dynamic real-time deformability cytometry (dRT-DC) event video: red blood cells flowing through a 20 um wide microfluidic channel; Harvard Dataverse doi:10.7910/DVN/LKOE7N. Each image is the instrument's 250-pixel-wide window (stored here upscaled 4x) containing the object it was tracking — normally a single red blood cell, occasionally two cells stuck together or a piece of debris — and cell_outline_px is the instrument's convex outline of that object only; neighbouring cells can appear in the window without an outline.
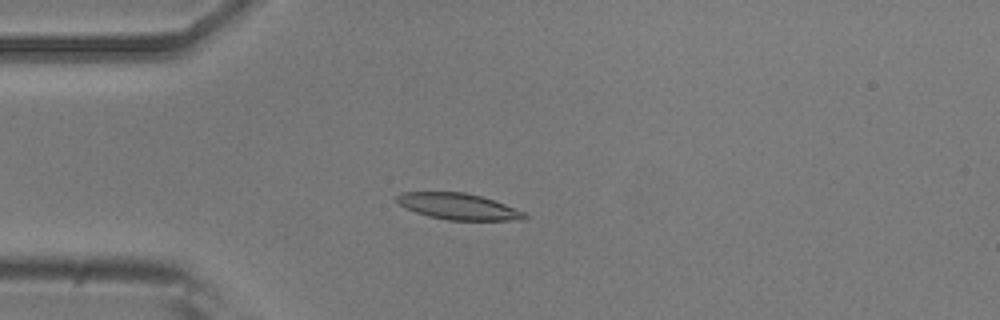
{"species": "common noctule bat (a hibernating species)", "species_latin": "Nyctalus noctula", "temperature_condition": "room temperature", "stored_images_in_passage": 36, "camera_frame_rate_fps": 3000, "um_per_image_px": 0.085, "animal": {"sex": "male", "body_mass_g": 20.5, "forearm_length_mm": 52.5}, "frame": {"image": 1, "passage_image": 14, "time_ms": 4.333, "image_size_px": [1000, 320], "cell_outline_px": [[528, 216], [524, 220], [448, 220], [428, 216], [416, 212], [400, 204], [396, 200], [396, 196], [400, 192], [464, 192], [480, 196], [504, 204], [524, 212]], "centroid_in_image_um": [38.95, 17.55], "position_along_channel_um": 46.0, "area_um2": 19.31}}
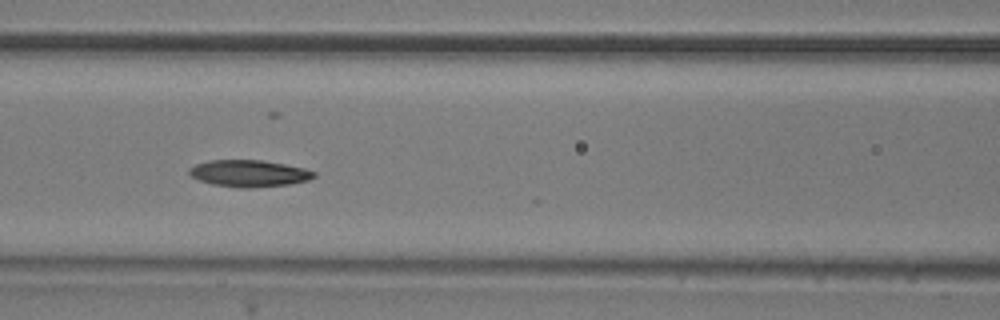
{"frame": {"image": 2, "passage_image": 23, "time_ms": 7.333, "image_size_px": [1000, 320], "cell_outline_px": [[316, 176], [308, 180], [292, 184], [252, 188], [240, 188], [212, 184], [200, 180], [192, 176], [188, 172], [188, 168], [196, 164], [212, 160], [260, 160], [284, 164], [304, 168], [316, 172]], "centroid_in_image_um": [21.19, 14.74], "position_along_channel_um": 145.4, "area_um2": 19.48}}
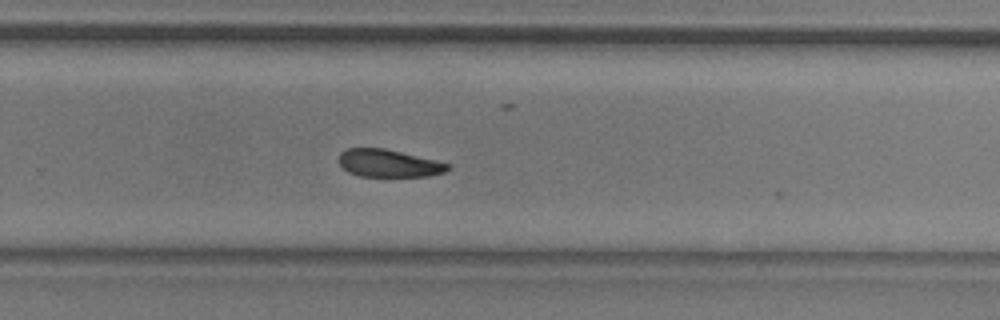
{"frame": {"image": 3, "passage_image": 35, "time_ms": 11.333, "image_size_px": [1000, 320], "cell_outline_px": [[452, 168], [444, 172], [428, 176], [360, 176], [348, 172], [340, 164], [340, 152], [348, 148], [384, 148], [436, 160], [452, 164]], "centroid_in_image_um": [33.08, 13.88], "position_along_channel_um": 296.7, "area_um2": 17.46}}